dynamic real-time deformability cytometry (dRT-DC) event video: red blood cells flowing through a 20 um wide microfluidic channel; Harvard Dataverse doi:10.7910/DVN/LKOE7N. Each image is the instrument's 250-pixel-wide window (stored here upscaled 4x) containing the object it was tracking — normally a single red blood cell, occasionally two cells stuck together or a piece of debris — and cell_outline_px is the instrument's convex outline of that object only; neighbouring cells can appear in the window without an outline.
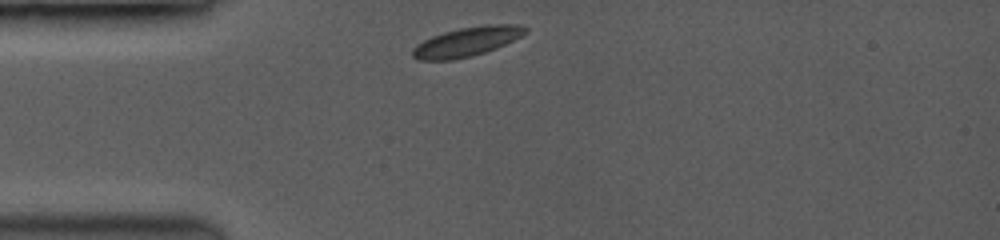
{"species": "common noctule bat (a hibernating species)", "species_latin": "Nyctalus noctula", "temperature_condition": "room temperature", "stored_images_in_passage": 2, "camera_frame_rate_fps": 3500, "um_per_image_px": 0.085, "animal": {"sex": "female", "body_mass_g": 19.0, "forearm_length_mm": 53.3}, "frame": {"image": 1, "passage_image": 1, "time_ms": 0.0, "image_size_px": [1000, 240], "cell_outline_px": [[528, 32], [496, 48], [484, 52], [452, 60], [420, 60], [412, 56], [412, 48], [416, 44], [432, 36], [444, 32], [460, 28], [484, 24], [520, 24], [528, 28]], "centroid_in_image_um": [39.68, 3.53], "position_along_channel_um": 45.3, "area_um2": 19.13}}